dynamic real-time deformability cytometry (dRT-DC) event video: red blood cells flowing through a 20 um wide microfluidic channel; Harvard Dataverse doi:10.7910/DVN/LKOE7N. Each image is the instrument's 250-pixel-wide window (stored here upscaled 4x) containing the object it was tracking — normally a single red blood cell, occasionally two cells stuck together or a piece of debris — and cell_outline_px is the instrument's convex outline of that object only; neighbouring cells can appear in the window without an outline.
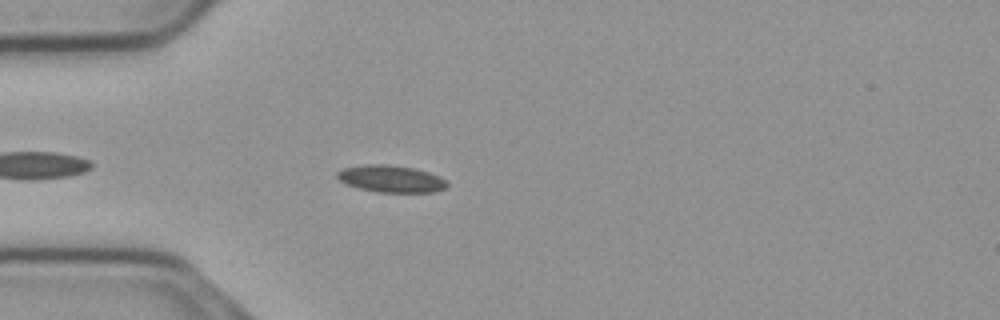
{"species": "common noctule bat (a hibernating species)", "species_latin": "Nyctalus noctula", "temperature_condition": "cold", "stored_images_in_passage": 45, "camera_frame_rate_fps": 3000, "um_per_image_px": 0.085, "animal": {"sex": "male", "body_mass_g": 23.1, "forearm_length_mm": 52.7}, "frame": {"image": 1, "passage_image": 5, "time_ms": 1.333, "image_size_px": [1000, 320], "cell_outline_px": [[448, 184], [444, 188], [432, 192], [376, 192], [360, 188], [348, 184], [340, 180], [336, 176], [336, 172], [344, 168], [368, 164], [384, 164], [412, 168], [428, 172], [444, 180]], "centroid_in_image_um": [33.2, 15.2], "position_along_channel_um": 51.8, "area_um2": 16.88}}
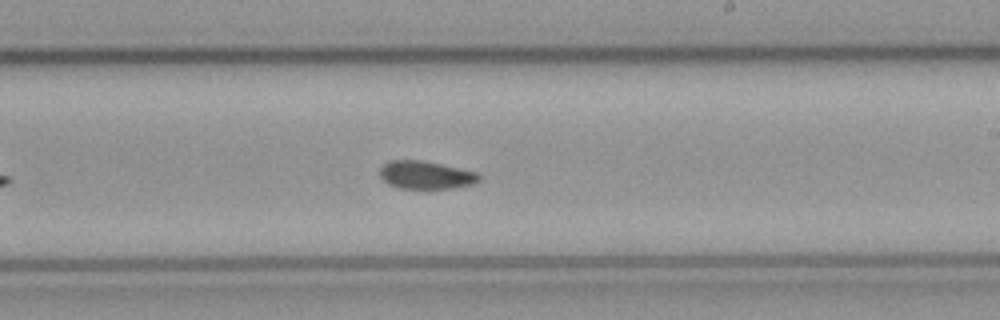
{"frame": {"image": 2, "passage_image": 22, "time_ms": 7.0, "image_size_px": [1000, 320], "cell_outline_px": [[480, 180], [472, 184], [452, 188], [428, 192], [400, 188], [388, 184], [380, 176], [380, 168], [388, 160], [424, 160], [476, 172], [480, 176]], "centroid_in_image_um": [36.18, 14.92], "position_along_channel_um": 252.8, "area_um2": 16.82}}
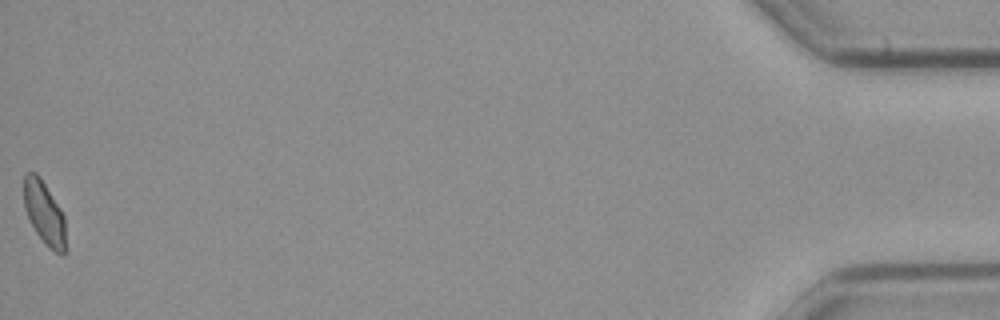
{"frame": {"image": 3, "passage_image": 45, "time_ms": 14.667, "image_size_px": [1000, 320], "cell_outline_px": [[64, 252], [56, 252], [44, 244], [36, 232], [24, 208], [24, 172], [36, 172], [40, 176], [60, 208], [64, 216]], "centroid_in_image_um": [3.73, 18.03], "position_along_channel_um": 431.5, "area_um2": 15.09}, "authors_computed_cell_mechanics": {"area_um2": 16.5308, "velocity_mm_per_s": 3.7111, "shape_relaxation_time_tau1_ms": null, "shape_relaxation_time_tau2_ms": 4.63, "deformation_change_tau1": null, "deformation_change_tau2": 0.0769}}